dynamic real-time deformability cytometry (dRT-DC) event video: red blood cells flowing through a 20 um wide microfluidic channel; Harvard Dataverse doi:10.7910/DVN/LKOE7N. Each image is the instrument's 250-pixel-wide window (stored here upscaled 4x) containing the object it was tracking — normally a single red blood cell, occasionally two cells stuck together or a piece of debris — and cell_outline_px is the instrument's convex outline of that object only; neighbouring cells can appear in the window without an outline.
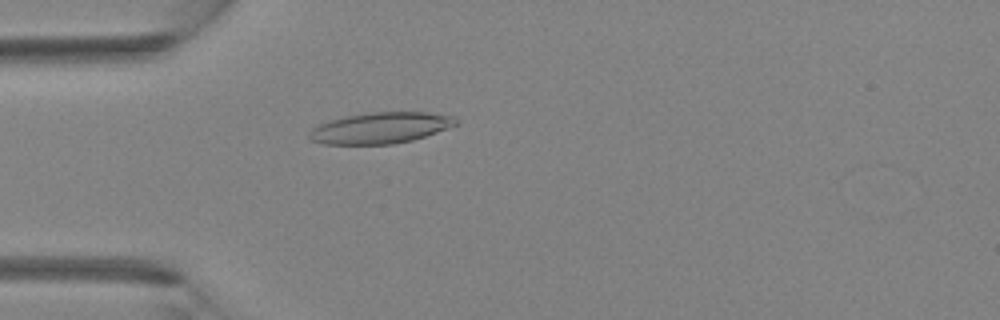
{"species": "Egyptian fruit bat (a non-hibernating species)", "species_latin": "Rousettus aegyptiacus", "temperature_condition": "room temperature", "stored_images_in_passage": 39, "camera_frame_rate_fps": 3000, "um_per_image_px": 0.085, "animal": {"sex": "female"}, "frame": {"image": 1, "passage_image": 11, "time_ms": 3.333, "image_size_px": [1000, 320], "cell_outline_px": [[460, 124], [412, 140], [392, 144], [324, 144], [312, 140], [308, 136], [308, 132], [312, 128], [320, 124], [344, 116], [372, 112], [428, 112], [456, 116], [460, 120]], "centroid_in_image_um": [32.39, 10.86], "position_along_channel_um": 52.6, "area_um2": 26.65}}
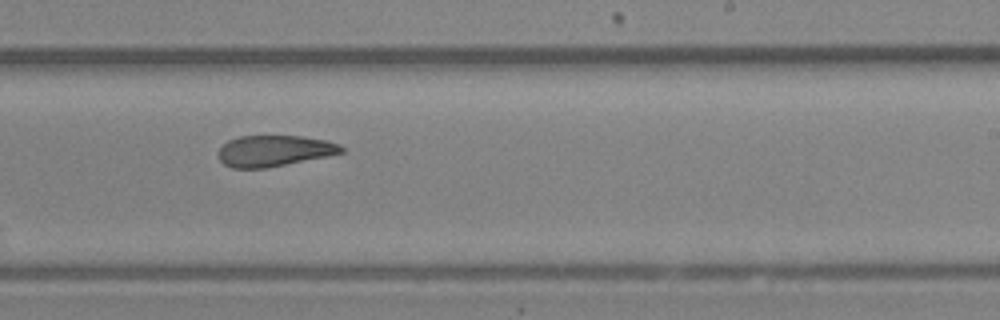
{"frame": {"image": 2, "passage_image": 24, "time_ms": 7.667, "image_size_px": [1000, 320], "cell_outline_px": [[344, 152], [328, 156], [268, 168], [232, 168], [224, 164], [220, 160], [220, 148], [228, 140], [240, 136], [300, 136], [324, 140], [340, 144], [344, 148]], "centroid_in_image_um": [23.33, 12.83], "position_along_channel_um": 265.7, "area_um2": 22.2}}
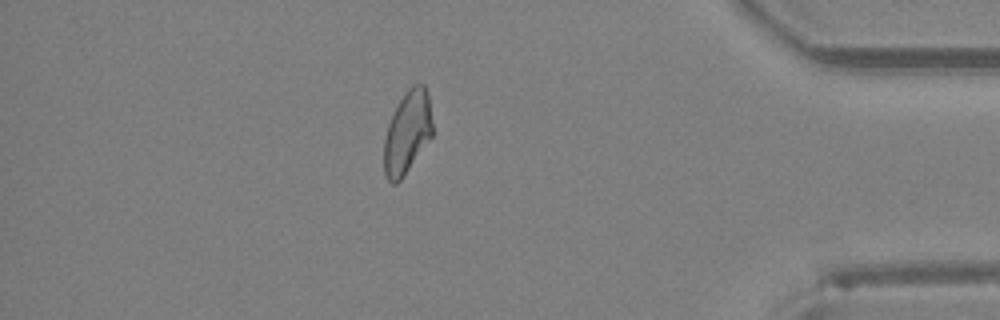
{"frame": {"image": 3, "passage_image": 34, "time_ms": 11.0, "image_size_px": [1000, 320], "cell_outline_px": [[432, 136], [404, 176], [396, 184], [392, 184], [388, 180], [384, 172], [384, 140], [388, 124], [404, 92], [412, 84], [424, 84], [428, 96], [432, 124]], "centroid_in_image_um": [34.61, 11.27], "position_along_channel_um": 400.6, "area_um2": 23.18}}